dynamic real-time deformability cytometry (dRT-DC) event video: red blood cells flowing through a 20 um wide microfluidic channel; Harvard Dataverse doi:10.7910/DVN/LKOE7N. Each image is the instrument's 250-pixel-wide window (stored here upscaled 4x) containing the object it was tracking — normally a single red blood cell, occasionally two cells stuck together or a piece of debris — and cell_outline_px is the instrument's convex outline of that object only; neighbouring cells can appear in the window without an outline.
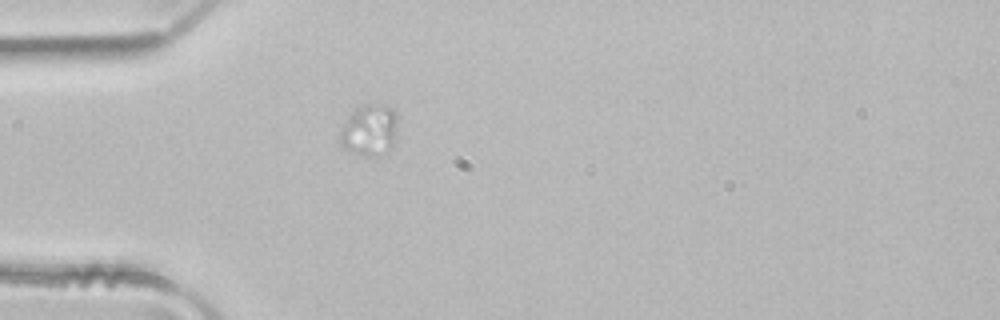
{"species": "common noctule bat (a hibernating species)", "species_latin": "Nyctalus noctula", "temperature_condition": "room temperature", "stored_images_in_passage": 1, "camera_frame_rate_fps": 3000, "um_per_image_px": 0.085, "animal": {"sex": "male", "body_mass_g": 21.5, "forearm_length_mm": 52.0}, "frame": {"image": 1, "passage_image": 1, "time_ms": 0.0, "image_size_px": [1000, 320], "cell_outline_px": [[396, 128], [392, 144], [380, 156], [364, 156], [352, 152], [344, 148], [340, 144], [340, 128], [348, 116], [360, 104], [384, 104], [392, 108], [396, 112]], "centroid_in_image_um": [31.37, 11.04], "position_along_channel_um": 53.6, "area_um2": 17.28}}